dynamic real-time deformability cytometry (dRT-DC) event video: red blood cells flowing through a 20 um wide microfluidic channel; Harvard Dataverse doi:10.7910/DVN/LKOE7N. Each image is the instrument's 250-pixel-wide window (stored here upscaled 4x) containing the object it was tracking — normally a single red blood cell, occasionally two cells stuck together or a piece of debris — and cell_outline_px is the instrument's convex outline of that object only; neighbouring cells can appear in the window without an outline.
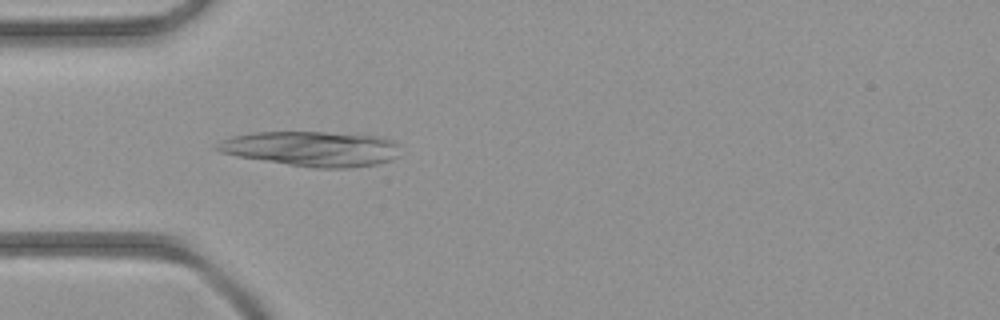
{"species": "common noctule bat (a hibernating species)", "species_latin": "Nyctalus noctula", "temperature_condition": "room temperature", "stored_images_in_passage": 2, "camera_frame_rate_fps": 3000, "um_per_image_px": 0.085, "animal": {"sex": "female", "body_mass_g": 21.9}, "frame": {"image": 1, "passage_image": 2, "time_ms": 3.0, "image_size_px": [1000, 320], "cell_outline_px": [[400, 156], [392, 160], [376, 164], [352, 168], [312, 168], [236, 156], [220, 152], [212, 148], [220, 140], [232, 136], [256, 132], [324, 132], [380, 136], [392, 140], [400, 144]], "centroid_in_image_um": [26.52, 12.65], "position_along_channel_um": 58.5, "area_um2": 37.86}}